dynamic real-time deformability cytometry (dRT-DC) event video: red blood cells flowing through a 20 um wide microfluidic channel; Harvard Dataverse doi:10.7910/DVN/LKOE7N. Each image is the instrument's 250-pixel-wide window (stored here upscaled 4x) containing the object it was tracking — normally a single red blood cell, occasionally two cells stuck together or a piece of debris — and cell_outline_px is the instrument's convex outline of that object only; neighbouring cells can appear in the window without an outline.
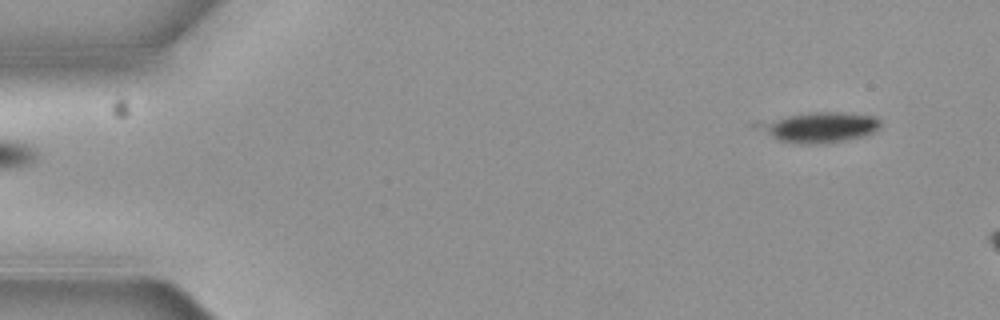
{"species": "common noctule bat (a hibernating species)", "species_latin": "Nyctalus noctula", "temperature_condition": "cold", "stored_images_in_passage": 5, "segment_of_instrument_passage": [2, 2], "camera_frame_rate_fps": 3000, "um_per_image_px": 0.085, "animal": {"sex": "female", "body_mass_g": 19.3, "forearm_length_mm": 54.1}, "frame": {"image": 1, "passage_image": 5, "time_ms": 1.333, "image_size_px": [1000, 320], "cell_outline_px": [[880, 124], [872, 132], [860, 136], [840, 140], [808, 144], [800, 144], [780, 140], [772, 136], [752, 124], [788, 116], [812, 112], [840, 112], [876, 116], [880, 120]], "centroid_in_image_um": [69.65, 10.79], "position_along_channel_um": 15.3, "area_um2": 20.69}}